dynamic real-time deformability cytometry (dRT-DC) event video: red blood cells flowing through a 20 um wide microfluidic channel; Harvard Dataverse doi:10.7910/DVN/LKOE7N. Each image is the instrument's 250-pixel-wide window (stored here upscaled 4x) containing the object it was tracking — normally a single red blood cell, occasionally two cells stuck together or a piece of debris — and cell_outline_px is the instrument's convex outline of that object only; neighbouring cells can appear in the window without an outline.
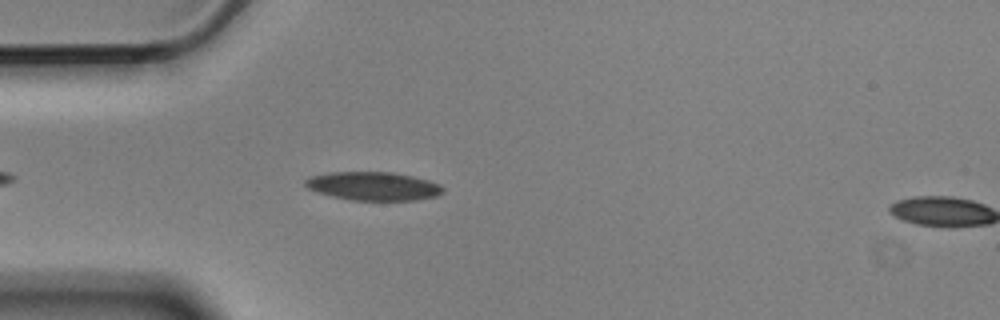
{"species": "Egyptian fruit bat (a non-hibernating species)", "species_latin": "Rousettus aegyptiacus", "temperature_condition": "cold", "stored_images_in_passage": 3, "segment_of_instrument_passage": [1, 2], "camera_frame_rate_fps": 3000, "um_per_image_px": 0.085, "animal": {"sex": "male"}, "frame": {"image": 1, "passage_image": 2, "time_ms": 0.333, "image_size_px": [1000, 320], "cell_outline_px": [[444, 192], [436, 196], [416, 200], [352, 200], [332, 196], [308, 188], [304, 184], [304, 180], [308, 176], [328, 172], [392, 172], [412, 176], [428, 180], [440, 184], [444, 188]], "centroid_in_image_um": [31.73, 15.81], "position_along_channel_um": 53.3, "area_um2": 22.89}}